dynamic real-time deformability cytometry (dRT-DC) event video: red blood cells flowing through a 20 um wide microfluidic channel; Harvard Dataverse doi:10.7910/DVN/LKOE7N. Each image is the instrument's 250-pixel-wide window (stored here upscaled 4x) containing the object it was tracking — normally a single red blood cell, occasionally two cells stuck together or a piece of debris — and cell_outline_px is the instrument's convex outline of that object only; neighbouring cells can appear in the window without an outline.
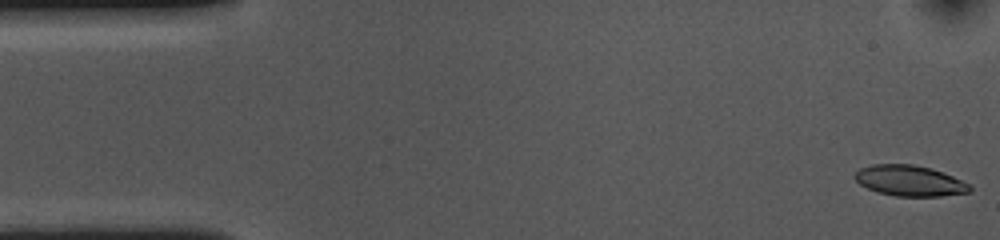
{"species": "common noctule bat (a hibernating species)", "species_latin": "Nyctalus noctula", "temperature_condition": "cold", "stored_images_in_passage": 54, "camera_frame_rate_fps": 3000, "um_per_image_px": 0.085, "animal": {"sex": "female", "body_mass_g": 10.0, "forearm_length_mm": 53.1}, "frame": {"image": 1, "passage_image": 1, "time_ms": 0.0, "image_size_px": [1000, 240], "cell_outline_px": [[972, 192], [940, 196], [896, 196], [876, 192], [860, 184], [852, 176], [860, 168], [872, 164], [912, 164], [932, 168], [972, 184]], "centroid_in_image_um": [77.34, 15.36], "position_along_channel_um": 7.7, "area_um2": 20.75}}
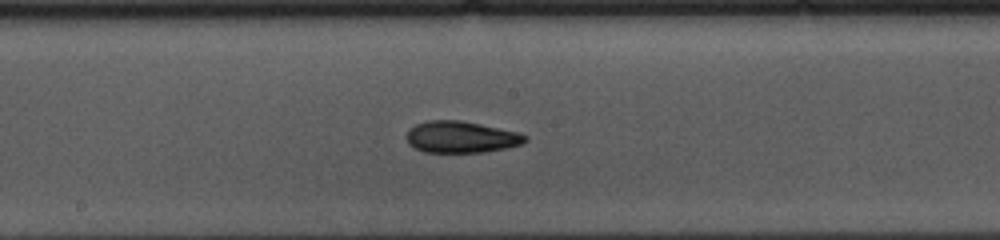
{"frame": {"image": 2, "passage_image": 27, "time_ms": 8.667, "image_size_px": [1000, 240], "cell_outline_px": [[528, 140], [520, 144], [508, 148], [484, 152], [424, 152], [408, 144], [408, 128], [416, 124], [428, 120], [460, 120], [520, 132], [528, 136]], "centroid_in_image_um": [39.22, 11.64], "position_along_channel_um": 209.0, "area_um2": 21.91}}
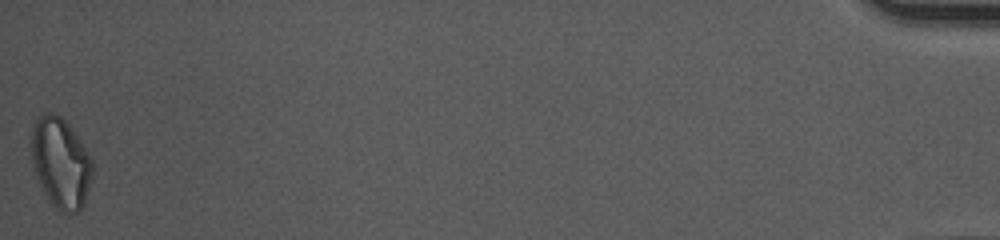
{"frame": {"image": 3, "passage_image": 54, "time_ms": 17.667, "image_size_px": [1000, 240], "cell_outline_px": [[92, 176], [84, 204], [80, 212], [68, 216], [60, 212], [48, 200], [36, 176], [32, 164], [32, 124], [40, 116], [48, 112], [52, 112], [60, 116], [68, 124], [92, 160]], "centroid_in_image_um": [5.15, 13.91], "position_along_channel_um": 430.0, "area_um2": 32.08}, "authors_computed_cell_mechanics": {"area_um2": 21.9929, "velocity_mm_per_s": 3.6133, "shape_relaxation_time_tau1_ms": 5.9262, "shape_relaxation_time_tau2_ms": 4.8989, "deformation_change_tau1": 0.1454, "deformation_change_tau2": 0.1242}}